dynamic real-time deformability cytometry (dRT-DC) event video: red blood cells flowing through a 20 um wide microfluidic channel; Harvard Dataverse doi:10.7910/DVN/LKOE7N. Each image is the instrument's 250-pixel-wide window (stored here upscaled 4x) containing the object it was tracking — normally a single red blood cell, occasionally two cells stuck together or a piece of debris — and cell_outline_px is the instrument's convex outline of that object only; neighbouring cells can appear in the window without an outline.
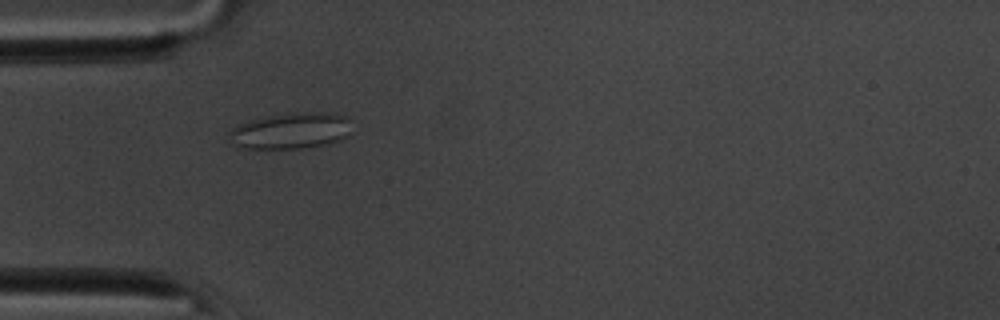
{"species": "common noctule bat (a hibernating species)", "species_latin": "Nyctalus noctula", "temperature_condition": "room temperature", "stored_images_in_passage": 23, "camera_frame_rate_fps": 3000, "um_per_image_px": 0.085, "animal": {"sex": "male", "body_mass_g": 20.1, "forearm_length_mm": 53.5}, "frame": {"image": 1, "passage_image": 7, "time_ms": 2.0, "image_size_px": [1000, 320], "cell_outline_px": [[348, 136], [340, 140], [328, 144], [300, 148], [248, 148], [232, 144], [228, 136], [228, 132], [236, 124], [264, 116], [288, 112], [324, 112], [348, 116]], "centroid_in_image_um": [24.68, 11.1], "position_along_channel_um": 60.3, "area_um2": 26.01}}
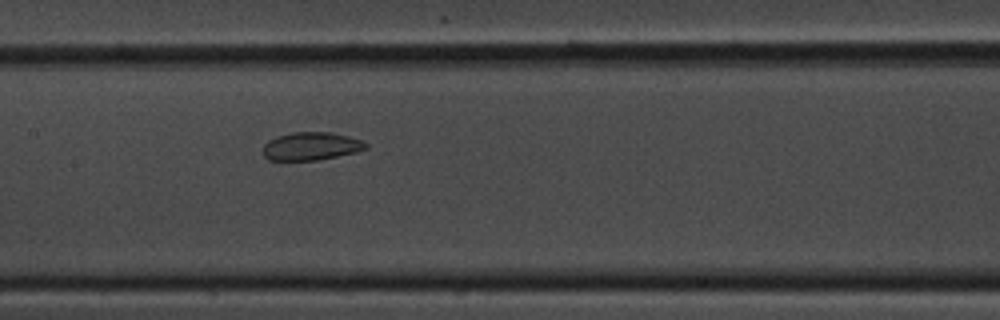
{"frame": {"image": 2, "passage_image": 17, "time_ms": 5.333, "image_size_px": [1000, 320], "cell_outline_px": [[368, 148], [356, 152], [316, 160], [268, 160], [264, 156], [264, 144], [268, 140], [276, 136], [292, 132], [332, 132], [364, 140], [368, 144]], "centroid_in_image_um": [26.46, 12.41], "position_along_channel_um": 180.9, "area_um2": 16.88}}
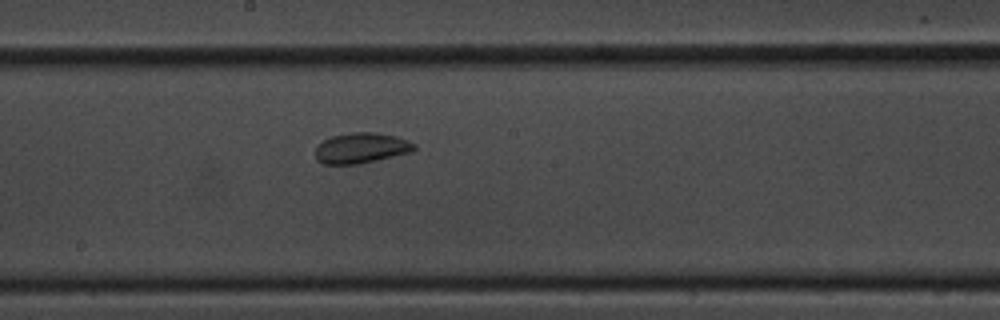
{"frame": {"image": 3, "passage_image": 20, "time_ms": 6.333, "image_size_px": [1000, 320], "cell_outline_px": [[416, 148], [412, 152], [360, 164], [324, 164], [316, 160], [316, 144], [332, 136], [348, 132], [376, 132], [396, 136], [408, 140], [416, 144]], "centroid_in_image_um": [30.71, 12.58], "position_along_channel_um": 217.5, "area_um2": 17.8}}